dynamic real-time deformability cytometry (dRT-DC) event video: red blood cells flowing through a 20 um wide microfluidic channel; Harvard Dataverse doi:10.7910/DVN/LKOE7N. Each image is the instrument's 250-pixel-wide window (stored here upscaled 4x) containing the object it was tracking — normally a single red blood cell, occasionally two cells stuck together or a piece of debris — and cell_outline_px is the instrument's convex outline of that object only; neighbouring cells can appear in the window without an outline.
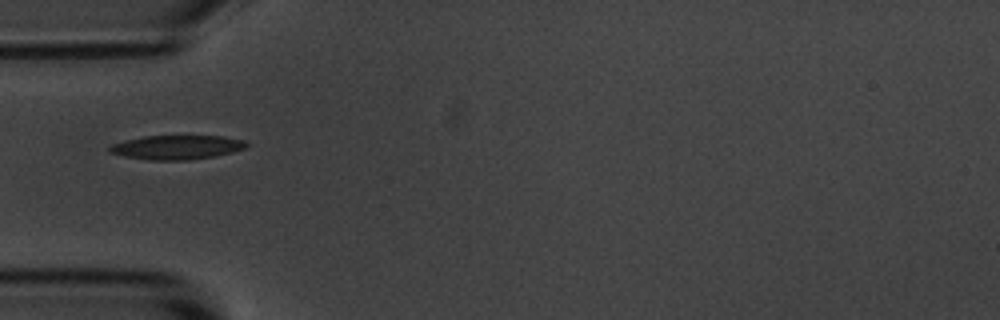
{"species": "common noctule bat (a hibernating species)", "species_latin": "Nyctalus noctula", "temperature_condition": "room temperature", "stored_images_in_passage": 1, "camera_frame_rate_fps": 3000, "um_per_image_px": 0.085, "animal": {"sex": "male", "body_mass_g": 20.1, "forearm_length_mm": 53.5}, "frame": {"image": 1, "passage_image": 1, "time_ms": 0.0, "image_size_px": [1000, 320], "cell_outline_px": [[248, 148], [216, 156], [188, 160], [148, 160], [124, 156], [108, 152], [108, 148], [112, 144], [124, 140], [144, 136], [224, 136], [244, 140], [248, 144]], "centroid_in_image_um": [15.04, 12.52], "position_along_channel_um": 70.0, "area_um2": 19.42}}